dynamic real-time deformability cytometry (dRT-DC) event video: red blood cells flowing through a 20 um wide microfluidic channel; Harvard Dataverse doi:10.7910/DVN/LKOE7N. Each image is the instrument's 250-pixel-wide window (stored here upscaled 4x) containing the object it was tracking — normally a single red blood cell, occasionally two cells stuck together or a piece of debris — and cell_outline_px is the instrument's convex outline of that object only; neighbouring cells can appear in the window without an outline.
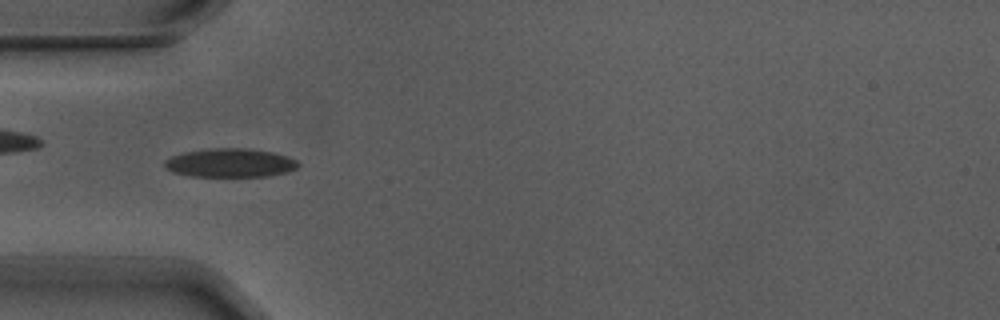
{"species": "Egyptian fruit bat (a non-hibernating species)", "species_latin": "Rousettus aegyptiacus", "temperature_condition": "warm", "stored_images_in_passage": 7, "camera_frame_rate_fps": 3000, "um_per_image_px": 0.085, "animal": {"sex": "male"}, "frame": {"image": 1, "passage_image": 4, "time_ms": 1.0, "image_size_px": [1000, 320], "cell_outline_px": [[300, 164], [296, 168], [288, 172], [268, 176], [188, 176], [172, 172], [164, 168], [164, 160], [172, 156], [184, 152], [208, 148], [248, 148], [272, 152], [288, 156], [296, 160]], "centroid_in_image_um": [19.54, 13.84], "position_along_channel_um": 65.5, "area_um2": 22.54}}
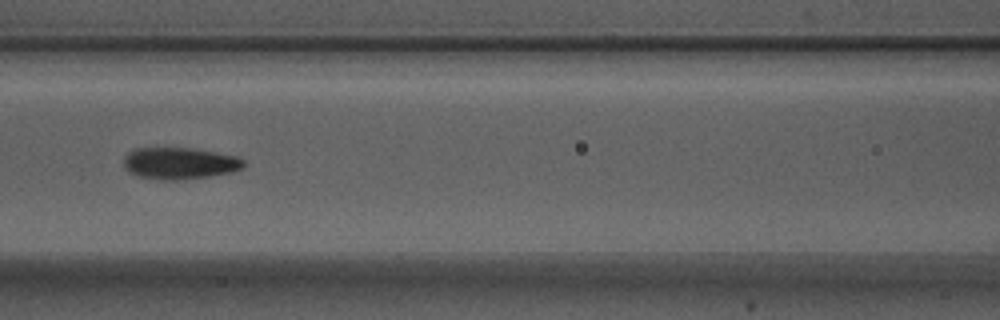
{"frame": {"image": 2, "passage_image": 6, "time_ms": 1.667, "image_size_px": [1000, 320], "cell_outline_px": [[244, 168], [232, 172], [208, 176], [176, 180], [160, 180], [136, 176], [128, 172], [124, 168], [124, 156], [128, 152], [136, 148], [188, 148], [236, 156], [244, 160]], "centroid_in_image_um": [15.22, 13.89], "position_along_channel_um": 151.4, "area_um2": 22.14}}
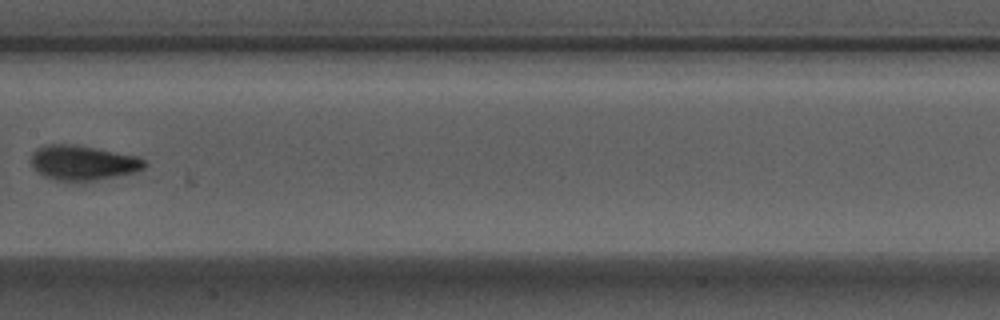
{"frame": {"image": 3, "passage_image": 7, "time_ms": 2.0, "image_size_px": [1000, 320], "cell_outline_px": [[148, 164], [144, 168], [136, 172], [80, 184], [52, 180], [40, 176], [32, 168], [32, 152], [36, 148], [48, 144], [72, 144], [96, 148], [136, 156], [144, 160]], "centroid_in_image_um": [7.0, 13.88], "position_along_channel_um": 200.4, "area_um2": 23.81}}